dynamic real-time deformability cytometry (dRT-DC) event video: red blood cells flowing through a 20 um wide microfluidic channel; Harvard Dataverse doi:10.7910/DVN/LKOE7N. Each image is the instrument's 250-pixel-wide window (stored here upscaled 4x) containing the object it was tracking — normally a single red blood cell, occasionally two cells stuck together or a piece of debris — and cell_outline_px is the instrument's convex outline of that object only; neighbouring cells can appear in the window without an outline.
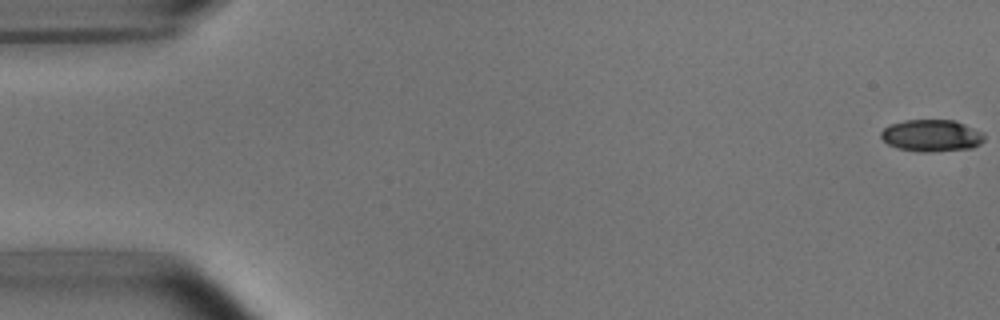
{"species": "common noctule bat (a hibernating species)", "species_latin": "Nyctalus noctula", "temperature_condition": "room temperature", "stored_images_in_passage": 5, "camera_frame_rate_fps": 3000, "um_per_image_px": 0.085, "animal": {"sex": "male", "body_mass_g": 15.6}, "frame": {"image": 1, "passage_image": 1, "time_ms": 0.0, "image_size_px": [1000, 320], "cell_outline_px": [[984, 140], [980, 144], [972, 148], [932, 152], [920, 152], [900, 148], [888, 144], [880, 136], [880, 132], [884, 128], [892, 124], [904, 120], [956, 120], [980, 132], [984, 136]], "centroid_in_image_um": [79.18, 11.53], "position_along_channel_um": 5.8, "area_um2": 19.07}}